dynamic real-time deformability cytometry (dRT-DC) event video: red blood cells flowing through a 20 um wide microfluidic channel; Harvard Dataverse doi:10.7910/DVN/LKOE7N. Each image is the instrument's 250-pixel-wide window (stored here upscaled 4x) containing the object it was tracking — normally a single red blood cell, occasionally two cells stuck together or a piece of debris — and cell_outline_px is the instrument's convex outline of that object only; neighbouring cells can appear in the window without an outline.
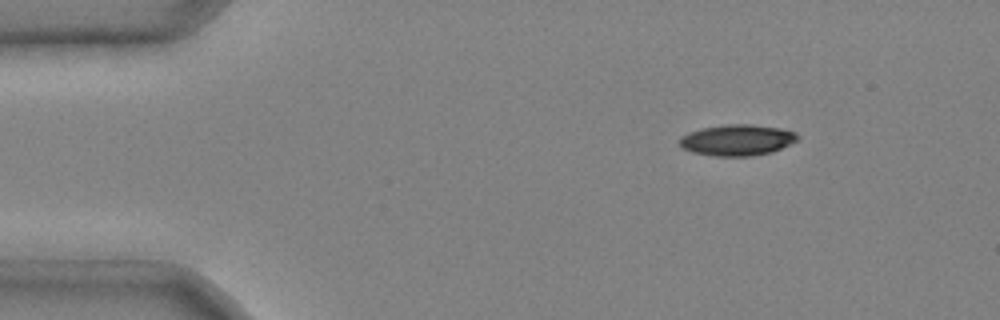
{"species": "common noctule bat (a hibernating species)", "species_latin": "Nyctalus noctula", "temperature_condition": "cold", "stored_images_in_passage": 2, "camera_frame_rate_fps": 3000, "um_per_image_px": 0.085, "animal": {"sex": "male", "body_mass_g": 20.4}, "frame": {"image": 1, "passage_image": 1, "time_ms": 0.0, "image_size_px": [1000, 320], "cell_outline_px": [[800, 136], [796, 140], [772, 152], [752, 156], [712, 156], [692, 152], [684, 148], [680, 144], [680, 136], [688, 132], [700, 128], [724, 124], [752, 124], [780, 128], [796, 132]], "centroid_in_image_um": [62.64, 11.89], "position_along_channel_um": 22.4, "area_um2": 21.44}}